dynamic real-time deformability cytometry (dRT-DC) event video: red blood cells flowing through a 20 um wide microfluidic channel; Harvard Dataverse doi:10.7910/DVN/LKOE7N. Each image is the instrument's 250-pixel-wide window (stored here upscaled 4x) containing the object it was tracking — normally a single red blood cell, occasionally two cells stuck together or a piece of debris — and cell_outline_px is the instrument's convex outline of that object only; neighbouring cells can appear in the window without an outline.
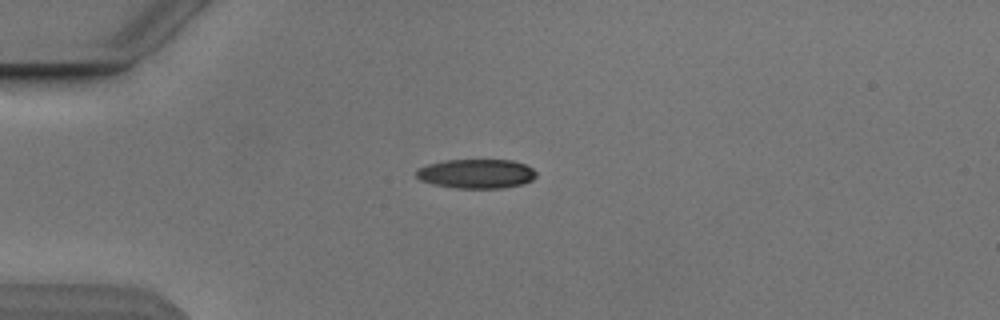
{"species": "Egyptian fruit bat (a non-hibernating species)", "species_latin": "Rousettus aegyptiacus", "temperature_condition": "cold", "stored_images_in_passage": 4, "camera_frame_rate_fps": 3000, "um_per_image_px": 0.085, "animal": {"sex": "male"}, "frame": {"image": 1, "passage_image": 1, "time_ms": 0.0, "image_size_px": [1000, 320], "cell_outline_px": [[536, 176], [532, 180], [524, 184], [504, 188], [456, 188], [432, 184], [420, 180], [416, 176], [416, 172], [420, 168], [428, 164], [444, 160], [512, 160], [524, 164], [532, 168], [536, 172]], "centroid_in_image_um": [40.51, 14.77], "position_along_channel_um": 44.5, "area_um2": 20.52}}
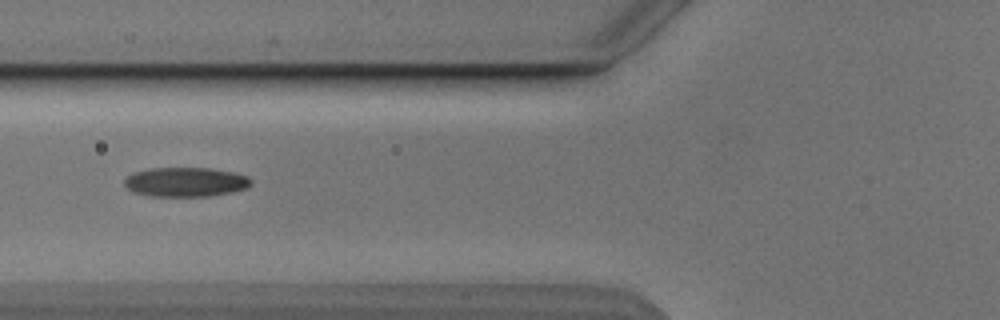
{"frame": {"image": 2, "passage_image": 3, "time_ms": 2.333, "image_size_px": [1000, 320], "cell_outline_px": [[252, 184], [248, 188], [232, 192], [212, 196], [148, 196], [132, 192], [124, 184], [124, 180], [132, 172], [148, 168], [212, 168], [232, 172], [248, 176], [252, 180]], "centroid_in_image_um": [15.78, 15.47], "position_along_channel_um": 110.0, "area_um2": 21.96}}